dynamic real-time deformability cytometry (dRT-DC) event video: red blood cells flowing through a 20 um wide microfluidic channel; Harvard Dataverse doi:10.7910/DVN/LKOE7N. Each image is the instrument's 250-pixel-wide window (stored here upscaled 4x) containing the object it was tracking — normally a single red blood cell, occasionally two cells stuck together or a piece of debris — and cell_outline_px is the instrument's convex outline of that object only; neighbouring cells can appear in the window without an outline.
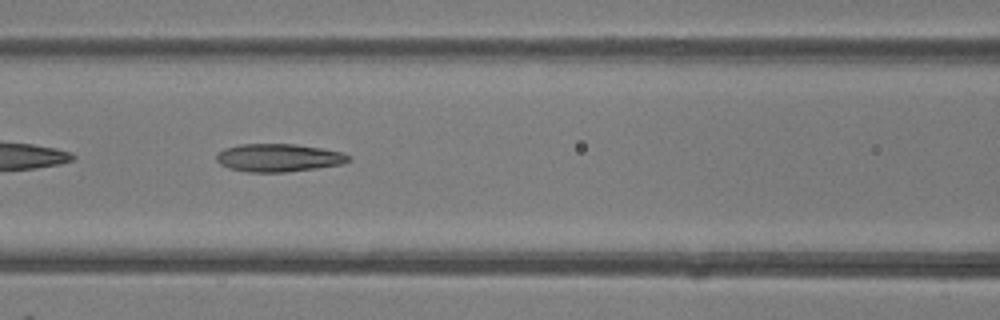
{"species": "common noctule bat (a hibernating species)", "species_latin": "Nyctalus noctula", "temperature_condition": "room temperature", "stored_images_in_passage": 48, "camera_frame_rate_fps": 3000, "um_per_image_px": 0.085, "animal": {"sex": "female"}, "frame": {"image": 1, "passage_image": 21, "time_ms": 6.667, "image_size_px": [1000, 320], "cell_outline_px": [[352, 160], [340, 164], [316, 168], [284, 172], [248, 172], [228, 168], [220, 164], [216, 160], [216, 156], [224, 148], [240, 144], [296, 144], [320, 148], [340, 152], [352, 156]], "centroid_in_image_um": [23.67, 13.41], "position_along_channel_um": 142.9, "area_um2": 21.44}, "authors_computed_cell_mechanics": {"area_um2": 22.3975, "velocity_mm_per_s": 4.2506, "shape_relaxation_time_tau1_ms": 6.0029, "shape_relaxation_time_tau2_ms": 2.9803, "deformation_change_tau1": 0.1773, "deformation_change_tau2": 0.1422}}